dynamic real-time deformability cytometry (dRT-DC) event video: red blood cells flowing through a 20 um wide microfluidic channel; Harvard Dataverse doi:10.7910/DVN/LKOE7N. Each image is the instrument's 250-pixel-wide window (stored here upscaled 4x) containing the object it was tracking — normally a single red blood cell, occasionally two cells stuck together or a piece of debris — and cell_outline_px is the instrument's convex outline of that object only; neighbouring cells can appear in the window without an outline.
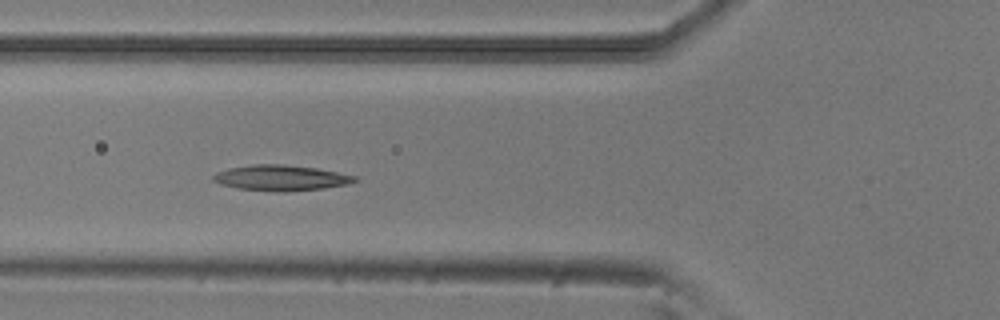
{"species": "common noctule bat (a hibernating species)", "species_latin": "Nyctalus noctula", "temperature_condition": "room temperature", "stored_images_in_passage": 7, "camera_frame_rate_fps": 3000, "um_per_image_px": 0.085, "animal": {"sex": "male", "body_mass_g": 20.5, "forearm_length_mm": 52.5}, "frame": {"image": 1, "passage_image": 5, "time_ms": 1.333, "image_size_px": [1000, 320], "cell_outline_px": [[356, 180], [348, 184], [324, 188], [288, 192], [280, 192], [236, 188], [220, 184], [212, 180], [212, 176], [216, 172], [228, 168], [252, 164], [284, 164], [316, 168], [356, 176]], "centroid_in_image_um": [23.83, 15.12], "position_along_channel_um": 102.0, "area_um2": 21.15}}
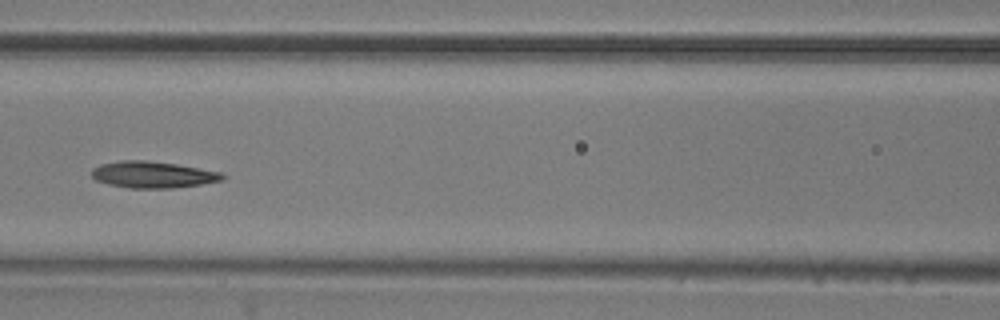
{"frame": {"image": 2, "passage_image": 6, "time_ms": 1.667, "image_size_px": [1000, 320], "cell_outline_px": [[224, 180], [200, 184], [172, 188], [128, 188], [108, 184], [96, 180], [92, 176], [92, 168], [100, 164], [120, 160], [144, 160], [176, 164], [224, 172]], "centroid_in_image_um": [12.99, 14.84], "position_along_channel_um": 153.6, "area_um2": 20.29}}
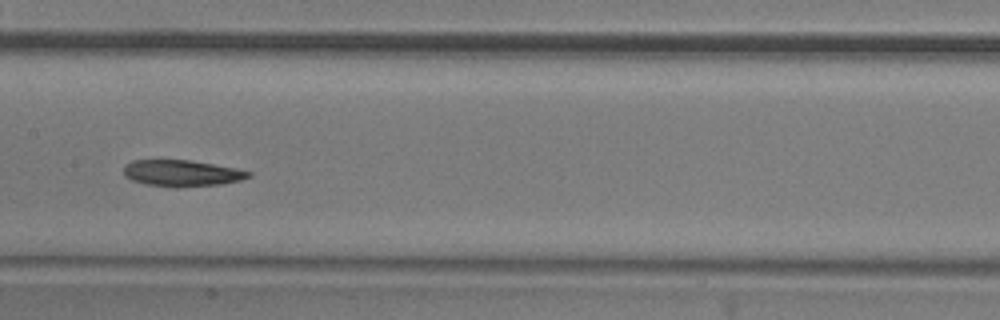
{"frame": {"image": 3, "passage_image": 7, "time_ms": 2.0, "image_size_px": [1000, 320], "cell_outline_px": [[252, 176], [240, 180], [220, 184], [180, 188], [176, 188], [144, 184], [132, 180], [124, 176], [124, 164], [132, 160], [188, 160], [236, 168], [252, 172]], "centroid_in_image_um": [15.43, 14.73], "position_along_channel_um": 192.0, "area_um2": 19.36}}